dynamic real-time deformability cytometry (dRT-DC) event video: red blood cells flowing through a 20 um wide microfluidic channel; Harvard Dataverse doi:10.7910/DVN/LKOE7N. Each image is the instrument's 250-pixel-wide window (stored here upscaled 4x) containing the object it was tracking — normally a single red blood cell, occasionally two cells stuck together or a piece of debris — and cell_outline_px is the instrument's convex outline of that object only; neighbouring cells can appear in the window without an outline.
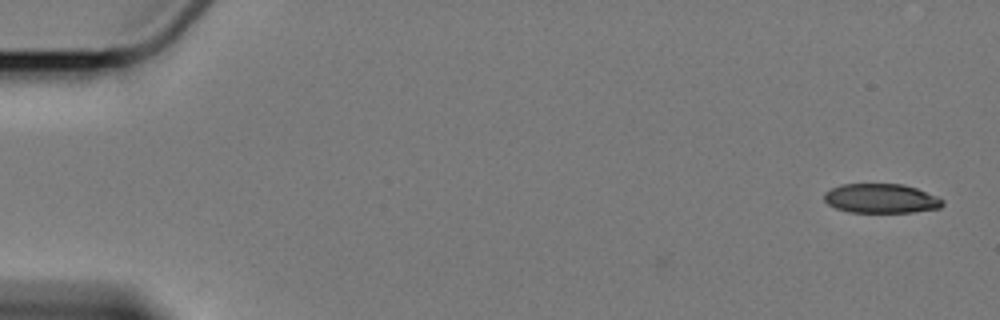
{"species": "Egyptian fruit bat (a non-hibernating species)", "species_latin": "Rousettus aegyptiacus", "temperature_condition": "cold", "stored_images_in_passage": 5, "segment_of_instrument_passage": [1, 2], "camera_frame_rate_fps": 3000, "um_per_image_px": 0.085, "animal": {"sex": "female"}, "frame": {"image": 1, "passage_image": 1, "time_ms": 0.0, "image_size_px": [1000, 320], "cell_outline_px": [[944, 204], [940, 208], [912, 212], [852, 212], [836, 208], [828, 204], [824, 200], [824, 192], [840, 184], [904, 184], [916, 188], [936, 196], [944, 200]], "centroid_in_image_um": [74.89, 16.86], "position_along_channel_um": 10.1, "area_um2": 20.23}}